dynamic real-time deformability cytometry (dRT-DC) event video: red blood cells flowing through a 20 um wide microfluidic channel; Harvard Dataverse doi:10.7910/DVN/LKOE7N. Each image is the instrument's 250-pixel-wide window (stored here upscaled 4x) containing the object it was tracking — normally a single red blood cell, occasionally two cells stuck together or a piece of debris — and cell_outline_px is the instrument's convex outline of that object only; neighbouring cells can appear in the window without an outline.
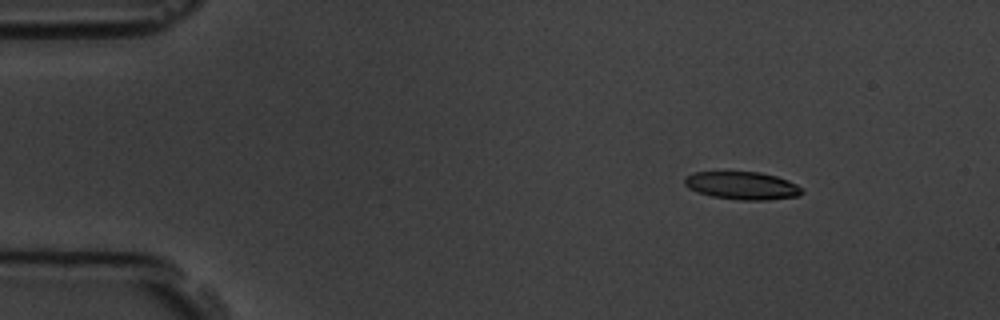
{"species": "common noctule bat (a hibernating species)", "species_latin": "Nyctalus noctula", "temperature_condition": "room temperature", "stored_images_in_passage": 4, "camera_frame_rate_fps": 3000, "um_per_image_px": 0.085, "animal": {"sex": "male", "body_mass_g": 19.5, "forearm_length_mm": 54.6}, "frame": {"image": 1, "passage_image": 2, "time_ms": 2.0, "image_size_px": [1000, 320], "cell_outline_px": [[804, 192], [800, 196], [768, 200], [740, 200], [712, 196], [696, 192], [688, 188], [684, 184], [684, 176], [696, 172], [760, 172], [776, 176], [788, 180], [804, 188]], "centroid_in_image_um": [63.11, 15.78], "position_along_channel_um": 21.9, "area_um2": 19.25}}